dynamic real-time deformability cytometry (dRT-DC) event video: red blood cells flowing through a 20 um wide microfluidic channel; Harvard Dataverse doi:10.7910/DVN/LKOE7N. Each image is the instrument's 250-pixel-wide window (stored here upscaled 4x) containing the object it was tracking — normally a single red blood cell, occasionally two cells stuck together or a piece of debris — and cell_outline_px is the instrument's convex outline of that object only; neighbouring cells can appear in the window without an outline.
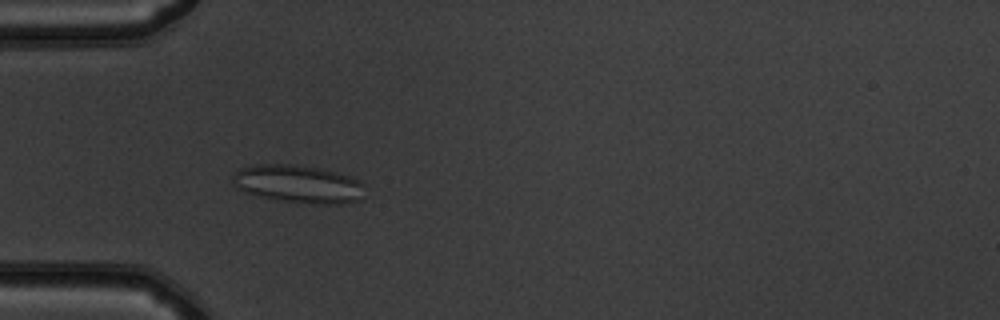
{"species": "common noctule bat (a hibernating species)", "species_latin": "Nyctalus noctula", "temperature_condition": "warm", "stored_images_in_passage": 51, "camera_frame_rate_fps": 3000, "um_per_image_px": 0.085, "animal": {"sex": "male", "body_mass_g": 19.5, "forearm_length_mm": 54.6}, "frame": {"image": 1, "passage_image": 16, "time_ms": 5.0, "image_size_px": [1000, 320], "cell_outline_px": [[364, 184], [360, 200], [340, 204], [316, 204], [276, 200], [244, 192], [236, 188], [232, 184], [232, 176], [240, 168], [256, 164], [292, 164], [316, 168], [336, 172], [360, 180]], "centroid_in_image_um": [25.31, 15.64], "position_along_channel_um": 59.7, "area_um2": 29.25}}
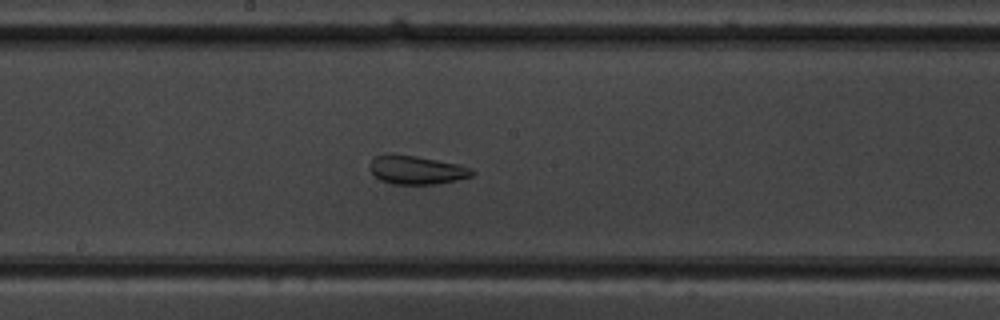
{"frame": {"image": 2, "passage_image": 28, "time_ms": 9.0, "image_size_px": [1000, 320], "cell_outline_px": [[476, 172], [472, 176], [456, 180], [436, 184], [392, 184], [380, 180], [368, 168], [368, 164], [376, 156], [388, 152], [416, 156], [460, 164], [472, 168]], "centroid_in_image_um": [35.39, 14.43], "position_along_channel_um": 212.8, "area_um2": 17.34}}
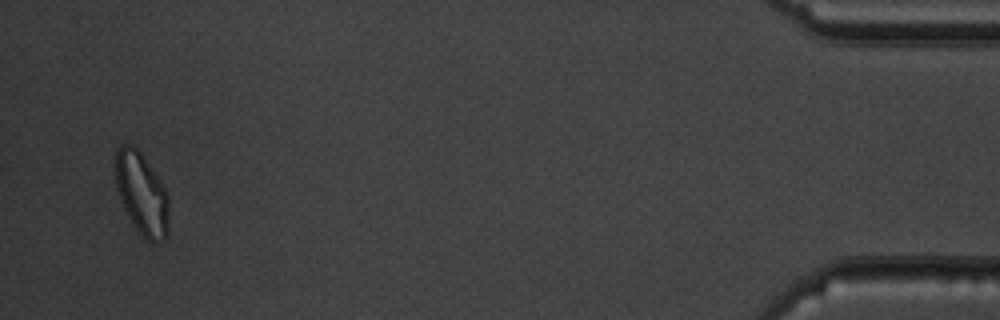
{"frame": {"image": 3, "passage_image": 50, "time_ms": 16.333, "image_size_px": [1000, 320], "cell_outline_px": [[168, 236], [164, 240], [152, 244], [136, 228], [128, 216], [120, 200], [116, 188], [116, 148], [120, 144], [132, 144], [140, 152], [160, 180], [168, 196]], "centroid_in_image_um": [12.05, 16.47], "position_along_channel_um": 423.2, "area_um2": 25.49}, "authors_computed_cell_mechanics": {"area_um2": 23.8714, "velocity_mm_per_s": 3.9323, "shape_relaxation_time_tau1_ms": null, "shape_relaxation_time_tau2_ms": 1.1144, "deformation_change_tau1": null, "deformation_change_tau2": 0.0839}}